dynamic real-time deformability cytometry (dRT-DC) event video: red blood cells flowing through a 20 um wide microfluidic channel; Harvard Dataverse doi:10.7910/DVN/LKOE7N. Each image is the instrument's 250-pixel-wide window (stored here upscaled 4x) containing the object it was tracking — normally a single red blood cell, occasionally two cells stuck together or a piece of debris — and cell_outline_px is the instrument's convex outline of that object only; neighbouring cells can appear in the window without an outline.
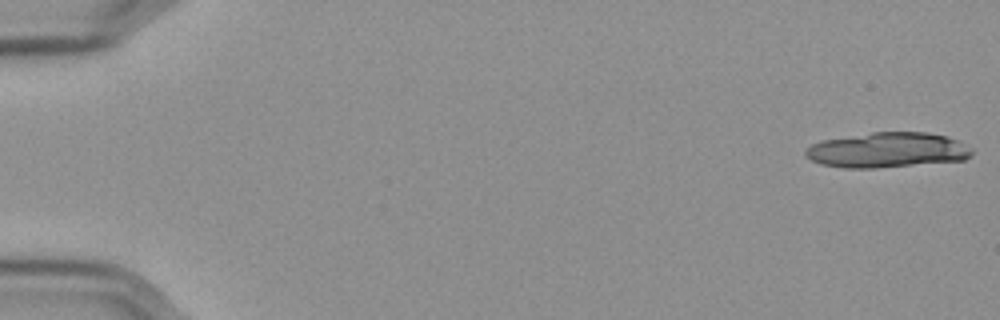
{"species": "Egyptian fruit bat (a non-hibernating species)", "species_latin": "Rousettus aegyptiacus", "temperature_condition": "cold", "stored_images_in_passage": 20, "camera_frame_rate_fps": 3000, "um_per_image_px": 0.085, "frame": {"image": 1, "passage_image": 1, "time_ms": 0.0, "image_size_px": [1000, 320], "cell_outline_px": [[972, 152], [964, 160], [876, 168], [844, 168], [820, 164], [804, 156], [804, 152], [812, 144], [824, 140], [872, 132], [928, 132], [948, 136], [972, 148]], "centroid_in_image_um": [75.42, 12.76], "position_along_channel_um": 9.6, "area_um2": 33.99}}